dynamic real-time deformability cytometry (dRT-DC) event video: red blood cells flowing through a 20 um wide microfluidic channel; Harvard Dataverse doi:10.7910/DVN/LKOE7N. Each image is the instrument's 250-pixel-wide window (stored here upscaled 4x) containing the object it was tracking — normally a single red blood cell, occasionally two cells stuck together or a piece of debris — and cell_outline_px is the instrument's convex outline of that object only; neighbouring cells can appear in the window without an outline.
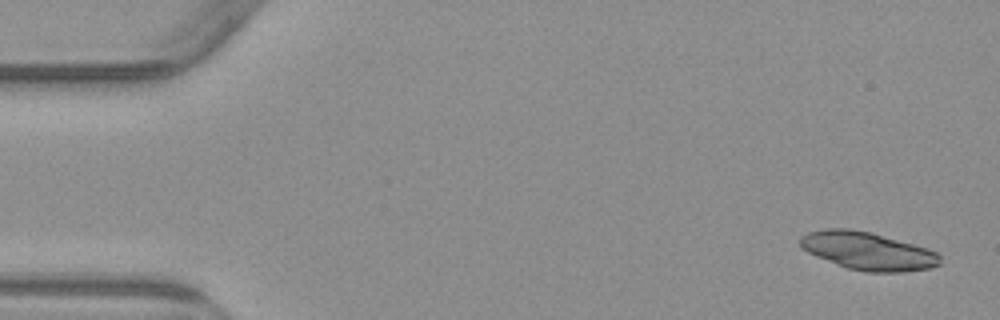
{"species": "common noctule bat (a hibernating species)", "species_latin": "Nyctalus noctula", "temperature_condition": "warm", "stored_images_in_passage": 4, "camera_frame_rate_fps": 3000, "um_per_image_px": 0.085, "animal": {"sex": "male", "body_mass_g": 23.1, "forearm_length_mm": 52.7}, "frame": {"image": 1, "passage_image": 1, "time_ms": 0.0, "image_size_px": [1000, 320], "cell_outline_px": [[940, 264], [932, 268], [904, 272], [868, 272], [848, 268], [836, 264], [816, 256], [808, 252], [800, 244], [800, 236], [808, 232], [828, 228], [848, 228], [872, 232], [928, 248], [936, 252], [940, 256]], "centroid_in_image_um": [73.79, 21.33], "position_along_channel_um": 11.2, "area_um2": 30.92}}